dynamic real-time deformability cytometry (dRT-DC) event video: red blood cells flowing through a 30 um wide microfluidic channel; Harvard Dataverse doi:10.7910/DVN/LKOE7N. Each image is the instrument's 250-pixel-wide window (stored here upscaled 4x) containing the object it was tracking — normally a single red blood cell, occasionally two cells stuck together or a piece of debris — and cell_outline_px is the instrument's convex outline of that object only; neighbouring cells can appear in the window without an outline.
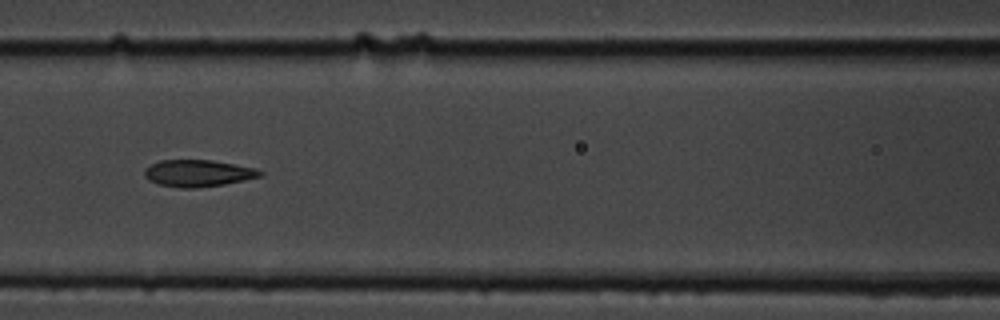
{"species": "common noctule bat (a hibernating species)", "species_latin": "Nyctalus noctula", "temperature_condition": "cold", "stored_images_in_passage": 15, "camera_frame_rate_fps": 3000, "um_per_image_px": 0.085, "animal": {"sex": "male", "body_mass_g": 19.5, "forearm_length_mm": 54.6}, "frame": {"image": 1, "passage_image": 7, "time_ms": 8.0, "image_size_px": [1000, 320], "cell_outline_px": [[264, 172], [260, 176], [244, 180], [224, 184], [196, 188], [180, 188], [160, 184], [148, 180], [144, 176], [144, 168], [160, 160], [212, 160], [256, 168]], "centroid_in_image_um": [16.81, 14.72], "position_along_channel_um": 149.8, "area_um2": 18.03}}
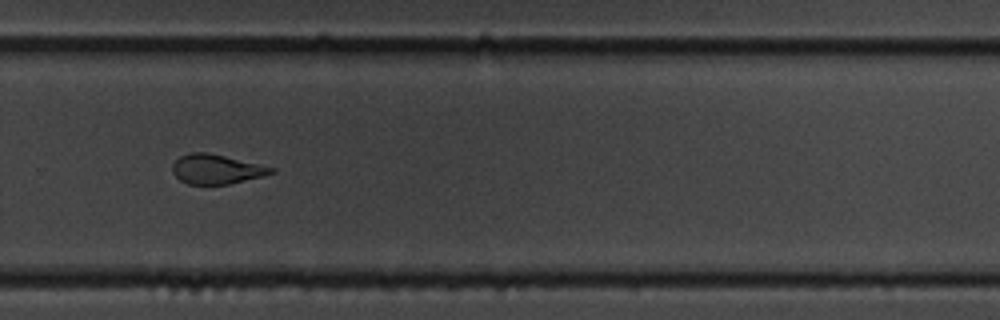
{"frame": {"image": 2, "passage_image": 11, "time_ms": 12.667, "image_size_px": [1000, 320], "cell_outline_px": [[276, 172], [264, 176], [228, 184], [188, 184], [180, 180], [172, 172], [172, 164], [180, 156], [192, 152], [204, 152], [224, 156], [276, 168]], "centroid_in_image_um": [18.4, 14.38], "position_along_channel_um": 311.4, "area_um2": 16.88}}
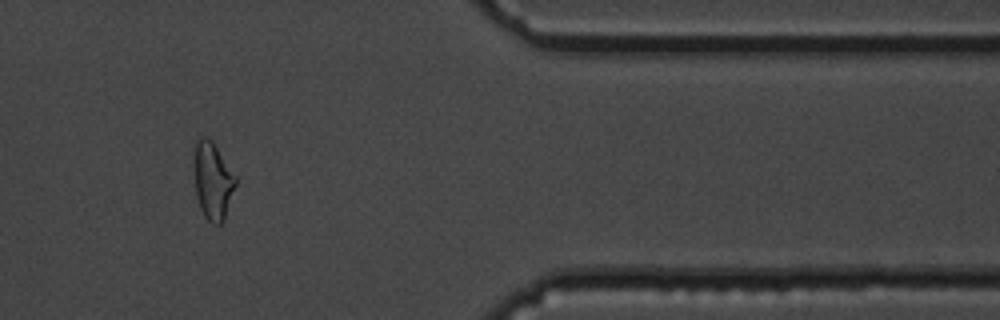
{"frame": {"image": 3, "passage_image": 13, "time_ms": 15.667, "image_size_px": [1000, 320], "cell_outline_px": [[236, 184], [224, 220], [220, 224], [212, 224], [204, 216], [200, 208], [196, 192], [196, 140], [200, 136], [204, 136], [212, 140], [236, 176]], "centroid_in_image_um": [18.12, 15.39], "position_along_channel_um": 393.3, "area_um2": 18.21}, "authors_computed_cell_mechanics": {"area_um2": 18.9584, "velocity_mm_per_s": 3.4806, "shape_relaxation_time_tau1_ms": 5.3858, "shape_relaxation_time_tau2_ms": 2.505, "deformation_change_tau1": 0.1325, "deformation_change_tau2": 0.0836}}